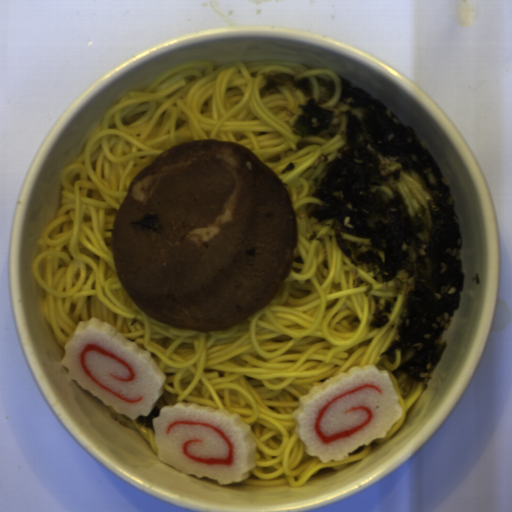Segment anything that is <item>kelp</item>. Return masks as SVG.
I'll return each mask as SVG.
<instances>
[{"mask_svg": "<svg viewBox=\"0 0 512 512\" xmlns=\"http://www.w3.org/2000/svg\"><path fill=\"white\" fill-rule=\"evenodd\" d=\"M335 106L347 116L336 158L312 180L308 217L332 219L336 244L355 266L371 264L374 280L393 281L404 293L396 337L382 356L404 398L421 384L426 390L439 366L464 292V245L455 203L436 159L412 126L391 108L341 74ZM419 173L430 193L415 215L396 184L401 173Z\"/></svg>", "mask_w": 512, "mask_h": 512, "instance_id": "1", "label": "kelp"}, {"mask_svg": "<svg viewBox=\"0 0 512 512\" xmlns=\"http://www.w3.org/2000/svg\"><path fill=\"white\" fill-rule=\"evenodd\" d=\"M318 86L324 87L319 99L314 98V83L312 79L303 77L295 79L293 74L277 72L273 76L265 77L264 86L258 90L261 98L280 93L279 87H292L300 91L306 98L305 103H298L297 107L302 113L292 122L293 134L302 138L317 136L329 129L334 118L335 110L321 107L322 104L333 98L336 84L333 79L314 77Z\"/></svg>", "mask_w": 512, "mask_h": 512, "instance_id": "2", "label": "kelp"}, {"mask_svg": "<svg viewBox=\"0 0 512 512\" xmlns=\"http://www.w3.org/2000/svg\"><path fill=\"white\" fill-rule=\"evenodd\" d=\"M373 300H374V304H375V313L372 316V321L369 322L370 330L382 328V327L386 326L387 324H389L388 316H391L392 309L398 299L396 296H392L391 300L385 299L383 309H380V307H381L380 296L373 295Z\"/></svg>", "mask_w": 512, "mask_h": 512, "instance_id": "3", "label": "kelp"}, {"mask_svg": "<svg viewBox=\"0 0 512 512\" xmlns=\"http://www.w3.org/2000/svg\"><path fill=\"white\" fill-rule=\"evenodd\" d=\"M161 411H162V409H160L159 407H157L154 404V406L148 416L141 415L139 417H136V424H138L139 426H141L143 428L150 429L151 432L155 433L153 420L156 417H159Z\"/></svg>", "mask_w": 512, "mask_h": 512, "instance_id": "4", "label": "kelp"}, {"mask_svg": "<svg viewBox=\"0 0 512 512\" xmlns=\"http://www.w3.org/2000/svg\"><path fill=\"white\" fill-rule=\"evenodd\" d=\"M129 225H133L142 229H148L154 233L158 231L157 216L156 214L152 213L143 216L139 221H132Z\"/></svg>", "mask_w": 512, "mask_h": 512, "instance_id": "5", "label": "kelp"}, {"mask_svg": "<svg viewBox=\"0 0 512 512\" xmlns=\"http://www.w3.org/2000/svg\"><path fill=\"white\" fill-rule=\"evenodd\" d=\"M294 168H295L294 163H289L287 165V167L283 171H281L280 173L285 174L286 171H292Z\"/></svg>", "mask_w": 512, "mask_h": 512, "instance_id": "6", "label": "kelp"}]
</instances>
